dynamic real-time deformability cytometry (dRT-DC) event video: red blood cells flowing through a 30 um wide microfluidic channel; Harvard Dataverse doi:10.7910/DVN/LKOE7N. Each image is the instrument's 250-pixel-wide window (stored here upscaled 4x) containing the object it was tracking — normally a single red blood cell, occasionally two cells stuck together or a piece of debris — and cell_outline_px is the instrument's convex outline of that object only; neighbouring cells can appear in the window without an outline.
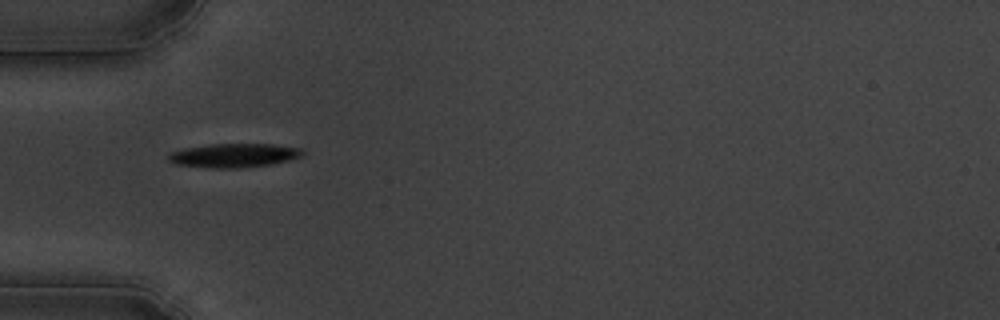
{"species": "common noctule bat (a hibernating species)", "species_latin": "Nyctalus noctula", "temperature_condition": "cold", "stored_images_in_passage": 22, "camera_frame_rate_fps": 3000, "um_per_image_px": 0.085, "animal": {"sex": "male", "body_mass_g": 19.5, "forearm_length_mm": 54.6}, "frame": {"image": 1, "passage_image": 1, "time_ms": 0.0, "image_size_px": [1000, 320], "cell_outline_px": [[304, 156], [272, 164], [236, 168], [212, 168], [176, 164], [168, 160], [168, 152], [184, 148], [208, 144], [272, 144], [300, 148], [304, 152]], "centroid_in_image_um": [19.87, 13.2], "position_along_channel_um": 65.1, "area_um2": 18.73}}
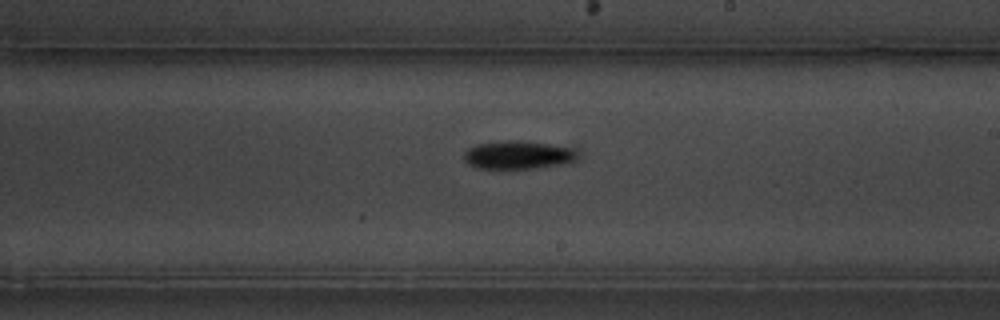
{"frame": {"image": 2, "passage_image": 16, "time_ms": 5.0, "image_size_px": [1000, 320], "cell_outline_px": [[576, 156], [572, 160], [564, 164], [536, 168], [476, 168], [468, 164], [464, 160], [464, 152], [468, 148], [476, 144], [504, 140], [516, 140], [548, 144], [568, 148], [576, 152]], "centroid_in_image_um": [43.94, 13.17], "position_along_channel_um": 245.1, "area_um2": 18.38}}